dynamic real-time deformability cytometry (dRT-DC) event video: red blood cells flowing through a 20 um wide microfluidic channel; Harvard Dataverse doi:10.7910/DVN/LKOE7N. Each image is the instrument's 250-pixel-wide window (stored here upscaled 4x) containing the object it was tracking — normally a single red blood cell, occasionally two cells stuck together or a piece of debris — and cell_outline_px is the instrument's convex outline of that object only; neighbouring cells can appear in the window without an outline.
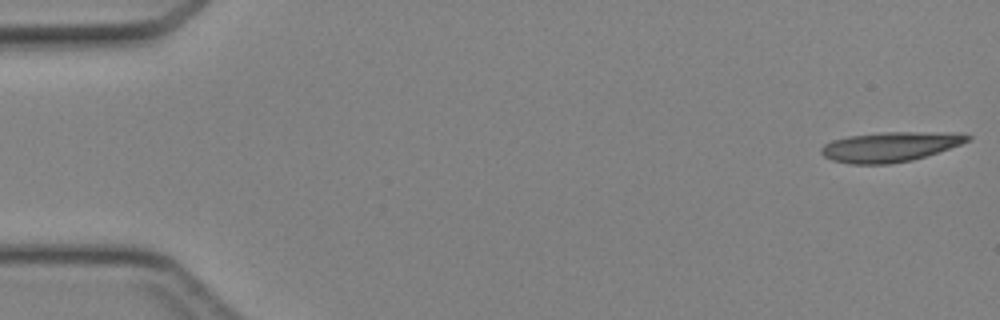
{"species": "Egyptian fruit bat (a non-hibernating species)", "species_latin": "Rousettus aegyptiacus", "temperature_condition": "cold", "stored_images_in_passage": 10, "camera_frame_rate_fps": 3000, "um_per_image_px": 0.085, "animal": {"sex": "female"}, "frame": {"image": 1, "passage_image": 1, "time_ms": 0.0, "image_size_px": [1000, 320], "cell_outline_px": [[972, 140], [912, 160], [888, 164], [848, 164], [832, 160], [824, 156], [820, 152], [820, 148], [824, 144], [832, 140], [848, 136], [884, 132], [960, 132], [972, 136]], "centroid_in_image_um": [75.66, 12.47], "position_along_channel_um": 9.3, "area_um2": 25.49}}